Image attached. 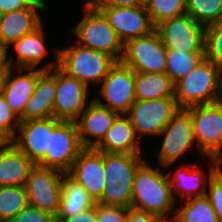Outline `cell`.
<instances>
[{
    "instance_id": "29",
    "label": "cell",
    "mask_w": 222,
    "mask_h": 222,
    "mask_svg": "<svg viewBox=\"0 0 222 222\" xmlns=\"http://www.w3.org/2000/svg\"><path fill=\"white\" fill-rule=\"evenodd\" d=\"M28 205L25 186H0V222H9Z\"/></svg>"
},
{
    "instance_id": "25",
    "label": "cell",
    "mask_w": 222,
    "mask_h": 222,
    "mask_svg": "<svg viewBox=\"0 0 222 222\" xmlns=\"http://www.w3.org/2000/svg\"><path fill=\"white\" fill-rule=\"evenodd\" d=\"M35 164L13 143L0 149V186H24Z\"/></svg>"
},
{
    "instance_id": "43",
    "label": "cell",
    "mask_w": 222,
    "mask_h": 222,
    "mask_svg": "<svg viewBox=\"0 0 222 222\" xmlns=\"http://www.w3.org/2000/svg\"><path fill=\"white\" fill-rule=\"evenodd\" d=\"M7 51H9V50L0 45V70L1 69H13L8 64V56H7L8 52Z\"/></svg>"
},
{
    "instance_id": "38",
    "label": "cell",
    "mask_w": 222,
    "mask_h": 222,
    "mask_svg": "<svg viewBox=\"0 0 222 222\" xmlns=\"http://www.w3.org/2000/svg\"><path fill=\"white\" fill-rule=\"evenodd\" d=\"M44 0H0V15L28 7H47Z\"/></svg>"
},
{
    "instance_id": "3",
    "label": "cell",
    "mask_w": 222,
    "mask_h": 222,
    "mask_svg": "<svg viewBox=\"0 0 222 222\" xmlns=\"http://www.w3.org/2000/svg\"><path fill=\"white\" fill-rule=\"evenodd\" d=\"M144 162L141 155L104 153V190L98 203L131 207L134 176Z\"/></svg>"
},
{
    "instance_id": "22",
    "label": "cell",
    "mask_w": 222,
    "mask_h": 222,
    "mask_svg": "<svg viewBox=\"0 0 222 222\" xmlns=\"http://www.w3.org/2000/svg\"><path fill=\"white\" fill-rule=\"evenodd\" d=\"M139 141L130 118L126 114H121L95 149L104 153L141 155Z\"/></svg>"
},
{
    "instance_id": "4",
    "label": "cell",
    "mask_w": 222,
    "mask_h": 222,
    "mask_svg": "<svg viewBox=\"0 0 222 222\" xmlns=\"http://www.w3.org/2000/svg\"><path fill=\"white\" fill-rule=\"evenodd\" d=\"M116 62L104 51L93 50L78 43L66 49L58 48V67L88 87L91 83H101Z\"/></svg>"
},
{
    "instance_id": "18",
    "label": "cell",
    "mask_w": 222,
    "mask_h": 222,
    "mask_svg": "<svg viewBox=\"0 0 222 222\" xmlns=\"http://www.w3.org/2000/svg\"><path fill=\"white\" fill-rule=\"evenodd\" d=\"M68 174L85 188L95 203L102 199L104 190V152L84 148Z\"/></svg>"
},
{
    "instance_id": "36",
    "label": "cell",
    "mask_w": 222,
    "mask_h": 222,
    "mask_svg": "<svg viewBox=\"0 0 222 222\" xmlns=\"http://www.w3.org/2000/svg\"><path fill=\"white\" fill-rule=\"evenodd\" d=\"M128 207L97 203V222H127Z\"/></svg>"
},
{
    "instance_id": "44",
    "label": "cell",
    "mask_w": 222,
    "mask_h": 222,
    "mask_svg": "<svg viewBox=\"0 0 222 222\" xmlns=\"http://www.w3.org/2000/svg\"><path fill=\"white\" fill-rule=\"evenodd\" d=\"M11 143V139L0 130V149L6 148Z\"/></svg>"
},
{
    "instance_id": "7",
    "label": "cell",
    "mask_w": 222,
    "mask_h": 222,
    "mask_svg": "<svg viewBox=\"0 0 222 222\" xmlns=\"http://www.w3.org/2000/svg\"><path fill=\"white\" fill-rule=\"evenodd\" d=\"M167 49L159 33L132 39L124 44L121 62L138 73H165Z\"/></svg>"
},
{
    "instance_id": "5",
    "label": "cell",
    "mask_w": 222,
    "mask_h": 222,
    "mask_svg": "<svg viewBox=\"0 0 222 222\" xmlns=\"http://www.w3.org/2000/svg\"><path fill=\"white\" fill-rule=\"evenodd\" d=\"M83 18L72 33L78 38L76 43L101 50L120 62L124 52V44L110 26L104 14L90 1H86Z\"/></svg>"
},
{
    "instance_id": "9",
    "label": "cell",
    "mask_w": 222,
    "mask_h": 222,
    "mask_svg": "<svg viewBox=\"0 0 222 222\" xmlns=\"http://www.w3.org/2000/svg\"><path fill=\"white\" fill-rule=\"evenodd\" d=\"M74 121H61L50 134L49 153L36 164L68 173L83 150Z\"/></svg>"
},
{
    "instance_id": "20",
    "label": "cell",
    "mask_w": 222,
    "mask_h": 222,
    "mask_svg": "<svg viewBox=\"0 0 222 222\" xmlns=\"http://www.w3.org/2000/svg\"><path fill=\"white\" fill-rule=\"evenodd\" d=\"M210 166L208 176L205 171H201L197 164H191L188 166H182L174 174L168 175L169 183L171 185V193L174 196L175 201L178 199L175 197L174 192H178L182 199L185 200L201 197L206 195L207 184L212 175L221 167L222 161L216 158H209Z\"/></svg>"
},
{
    "instance_id": "14",
    "label": "cell",
    "mask_w": 222,
    "mask_h": 222,
    "mask_svg": "<svg viewBox=\"0 0 222 222\" xmlns=\"http://www.w3.org/2000/svg\"><path fill=\"white\" fill-rule=\"evenodd\" d=\"M84 83L67 75L56 67V94L53 117L62 121H74L86 107L88 89Z\"/></svg>"
},
{
    "instance_id": "16",
    "label": "cell",
    "mask_w": 222,
    "mask_h": 222,
    "mask_svg": "<svg viewBox=\"0 0 222 222\" xmlns=\"http://www.w3.org/2000/svg\"><path fill=\"white\" fill-rule=\"evenodd\" d=\"M61 121L54 117L20 121L19 135L11 143L37 164L45 153H49L50 134Z\"/></svg>"
},
{
    "instance_id": "31",
    "label": "cell",
    "mask_w": 222,
    "mask_h": 222,
    "mask_svg": "<svg viewBox=\"0 0 222 222\" xmlns=\"http://www.w3.org/2000/svg\"><path fill=\"white\" fill-rule=\"evenodd\" d=\"M186 13L206 27L222 20V0H186Z\"/></svg>"
},
{
    "instance_id": "41",
    "label": "cell",
    "mask_w": 222,
    "mask_h": 222,
    "mask_svg": "<svg viewBox=\"0 0 222 222\" xmlns=\"http://www.w3.org/2000/svg\"><path fill=\"white\" fill-rule=\"evenodd\" d=\"M95 6L136 7L145 6L146 0H90Z\"/></svg>"
},
{
    "instance_id": "13",
    "label": "cell",
    "mask_w": 222,
    "mask_h": 222,
    "mask_svg": "<svg viewBox=\"0 0 222 222\" xmlns=\"http://www.w3.org/2000/svg\"><path fill=\"white\" fill-rule=\"evenodd\" d=\"M159 135H163L164 139L161 149L155 155L162 166L170 167L195 142L190 113L181 109Z\"/></svg>"
},
{
    "instance_id": "27",
    "label": "cell",
    "mask_w": 222,
    "mask_h": 222,
    "mask_svg": "<svg viewBox=\"0 0 222 222\" xmlns=\"http://www.w3.org/2000/svg\"><path fill=\"white\" fill-rule=\"evenodd\" d=\"M175 97L174 82L166 73H138L135 76V98L146 101Z\"/></svg>"
},
{
    "instance_id": "33",
    "label": "cell",
    "mask_w": 222,
    "mask_h": 222,
    "mask_svg": "<svg viewBox=\"0 0 222 222\" xmlns=\"http://www.w3.org/2000/svg\"><path fill=\"white\" fill-rule=\"evenodd\" d=\"M204 55L222 71V20L205 27Z\"/></svg>"
},
{
    "instance_id": "12",
    "label": "cell",
    "mask_w": 222,
    "mask_h": 222,
    "mask_svg": "<svg viewBox=\"0 0 222 222\" xmlns=\"http://www.w3.org/2000/svg\"><path fill=\"white\" fill-rule=\"evenodd\" d=\"M136 72L121 61L109 70L108 75L101 82L100 96L105 103L94 98L99 104L121 114H127L135 102Z\"/></svg>"
},
{
    "instance_id": "8",
    "label": "cell",
    "mask_w": 222,
    "mask_h": 222,
    "mask_svg": "<svg viewBox=\"0 0 222 222\" xmlns=\"http://www.w3.org/2000/svg\"><path fill=\"white\" fill-rule=\"evenodd\" d=\"M181 110L175 97L155 100H135L126 114L138 138L143 134L159 135L172 118Z\"/></svg>"
},
{
    "instance_id": "21",
    "label": "cell",
    "mask_w": 222,
    "mask_h": 222,
    "mask_svg": "<svg viewBox=\"0 0 222 222\" xmlns=\"http://www.w3.org/2000/svg\"><path fill=\"white\" fill-rule=\"evenodd\" d=\"M47 7H28L0 15V45L6 49L27 33L35 30L42 22L39 11Z\"/></svg>"
},
{
    "instance_id": "34",
    "label": "cell",
    "mask_w": 222,
    "mask_h": 222,
    "mask_svg": "<svg viewBox=\"0 0 222 222\" xmlns=\"http://www.w3.org/2000/svg\"><path fill=\"white\" fill-rule=\"evenodd\" d=\"M209 187V188H208ZM206 191V197L209 199L217 214L219 222H222V169L219 168L210 178Z\"/></svg>"
},
{
    "instance_id": "39",
    "label": "cell",
    "mask_w": 222,
    "mask_h": 222,
    "mask_svg": "<svg viewBox=\"0 0 222 222\" xmlns=\"http://www.w3.org/2000/svg\"><path fill=\"white\" fill-rule=\"evenodd\" d=\"M61 222H97V203L70 218H55Z\"/></svg>"
},
{
    "instance_id": "42",
    "label": "cell",
    "mask_w": 222,
    "mask_h": 222,
    "mask_svg": "<svg viewBox=\"0 0 222 222\" xmlns=\"http://www.w3.org/2000/svg\"><path fill=\"white\" fill-rule=\"evenodd\" d=\"M11 69L0 70V96H3Z\"/></svg>"
},
{
    "instance_id": "23",
    "label": "cell",
    "mask_w": 222,
    "mask_h": 222,
    "mask_svg": "<svg viewBox=\"0 0 222 222\" xmlns=\"http://www.w3.org/2000/svg\"><path fill=\"white\" fill-rule=\"evenodd\" d=\"M12 70H10L3 96L13 113L20 121H24V108L34 93L39 78V68L18 69L20 73L26 70H28V73L15 74L14 76L12 75Z\"/></svg>"
},
{
    "instance_id": "6",
    "label": "cell",
    "mask_w": 222,
    "mask_h": 222,
    "mask_svg": "<svg viewBox=\"0 0 222 222\" xmlns=\"http://www.w3.org/2000/svg\"><path fill=\"white\" fill-rule=\"evenodd\" d=\"M186 110L193 123V135L198 150L206 158L222 161V100L196 105Z\"/></svg>"
},
{
    "instance_id": "2",
    "label": "cell",
    "mask_w": 222,
    "mask_h": 222,
    "mask_svg": "<svg viewBox=\"0 0 222 222\" xmlns=\"http://www.w3.org/2000/svg\"><path fill=\"white\" fill-rule=\"evenodd\" d=\"M181 109L222 100V71L207 58L174 83Z\"/></svg>"
},
{
    "instance_id": "17",
    "label": "cell",
    "mask_w": 222,
    "mask_h": 222,
    "mask_svg": "<svg viewBox=\"0 0 222 222\" xmlns=\"http://www.w3.org/2000/svg\"><path fill=\"white\" fill-rule=\"evenodd\" d=\"M119 115L94 98L90 100L85 111L74 120L83 148H96Z\"/></svg>"
},
{
    "instance_id": "1",
    "label": "cell",
    "mask_w": 222,
    "mask_h": 222,
    "mask_svg": "<svg viewBox=\"0 0 222 222\" xmlns=\"http://www.w3.org/2000/svg\"><path fill=\"white\" fill-rule=\"evenodd\" d=\"M131 207L169 218L176 205L171 193L168 174L144 162L136 171L133 182ZM168 214V215H167Z\"/></svg>"
},
{
    "instance_id": "35",
    "label": "cell",
    "mask_w": 222,
    "mask_h": 222,
    "mask_svg": "<svg viewBox=\"0 0 222 222\" xmlns=\"http://www.w3.org/2000/svg\"><path fill=\"white\" fill-rule=\"evenodd\" d=\"M20 119L10 109L4 96H0V130L11 140L18 134ZM17 133V134H16Z\"/></svg>"
},
{
    "instance_id": "24",
    "label": "cell",
    "mask_w": 222,
    "mask_h": 222,
    "mask_svg": "<svg viewBox=\"0 0 222 222\" xmlns=\"http://www.w3.org/2000/svg\"><path fill=\"white\" fill-rule=\"evenodd\" d=\"M42 27L41 23L35 30L12 44L17 53L16 60L11 57L12 55L8 57V64L12 68L14 64L17 69H35L48 54Z\"/></svg>"
},
{
    "instance_id": "19",
    "label": "cell",
    "mask_w": 222,
    "mask_h": 222,
    "mask_svg": "<svg viewBox=\"0 0 222 222\" xmlns=\"http://www.w3.org/2000/svg\"><path fill=\"white\" fill-rule=\"evenodd\" d=\"M54 63L39 69V78L34 93L24 108V121L53 117L54 98L56 94V67L58 66V49Z\"/></svg>"
},
{
    "instance_id": "30",
    "label": "cell",
    "mask_w": 222,
    "mask_h": 222,
    "mask_svg": "<svg viewBox=\"0 0 222 222\" xmlns=\"http://www.w3.org/2000/svg\"><path fill=\"white\" fill-rule=\"evenodd\" d=\"M205 58L204 52L167 50L165 73L175 83Z\"/></svg>"
},
{
    "instance_id": "15",
    "label": "cell",
    "mask_w": 222,
    "mask_h": 222,
    "mask_svg": "<svg viewBox=\"0 0 222 222\" xmlns=\"http://www.w3.org/2000/svg\"><path fill=\"white\" fill-rule=\"evenodd\" d=\"M107 18L123 44L150 34L153 26L145 6H96Z\"/></svg>"
},
{
    "instance_id": "10",
    "label": "cell",
    "mask_w": 222,
    "mask_h": 222,
    "mask_svg": "<svg viewBox=\"0 0 222 222\" xmlns=\"http://www.w3.org/2000/svg\"><path fill=\"white\" fill-rule=\"evenodd\" d=\"M155 30L167 50L204 52L205 27L187 13L161 22Z\"/></svg>"
},
{
    "instance_id": "32",
    "label": "cell",
    "mask_w": 222,
    "mask_h": 222,
    "mask_svg": "<svg viewBox=\"0 0 222 222\" xmlns=\"http://www.w3.org/2000/svg\"><path fill=\"white\" fill-rule=\"evenodd\" d=\"M145 8L154 27L186 13V0H146Z\"/></svg>"
},
{
    "instance_id": "45",
    "label": "cell",
    "mask_w": 222,
    "mask_h": 222,
    "mask_svg": "<svg viewBox=\"0 0 222 222\" xmlns=\"http://www.w3.org/2000/svg\"><path fill=\"white\" fill-rule=\"evenodd\" d=\"M157 222H178V221L172 215L169 218H159Z\"/></svg>"
},
{
    "instance_id": "40",
    "label": "cell",
    "mask_w": 222,
    "mask_h": 222,
    "mask_svg": "<svg viewBox=\"0 0 222 222\" xmlns=\"http://www.w3.org/2000/svg\"><path fill=\"white\" fill-rule=\"evenodd\" d=\"M159 217L155 214L138 210L133 207L128 208L127 222H157Z\"/></svg>"
},
{
    "instance_id": "11",
    "label": "cell",
    "mask_w": 222,
    "mask_h": 222,
    "mask_svg": "<svg viewBox=\"0 0 222 222\" xmlns=\"http://www.w3.org/2000/svg\"><path fill=\"white\" fill-rule=\"evenodd\" d=\"M63 172L35 164L25 183L29 205L53 215L59 211Z\"/></svg>"
},
{
    "instance_id": "28",
    "label": "cell",
    "mask_w": 222,
    "mask_h": 222,
    "mask_svg": "<svg viewBox=\"0 0 222 222\" xmlns=\"http://www.w3.org/2000/svg\"><path fill=\"white\" fill-rule=\"evenodd\" d=\"M173 216L178 222H219L206 196L187 199Z\"/></svg>"
},
{
    "instance_id": "37",
    "label": "cell",
    "mask_w": 222,
    "mask_h": 222,
    "mask_svg": "<svg viewBox=\"0 0 222 222\" xmlns=\"http://www.w3.org/2000/svg\"><path fill=\"white\" fill-rule=\"evenodd\" d=\"M54 220L53 215L28 205L9 222H53Z\"/></svg>"
},
{
    "instance_id": "26",
    "label": "cell",
    "mask_w": 222,
    "mask_h": 222,
    "mask_svg": "<svg viewBox=\"0 0 222 222\" xmlns=\"http://www.w3.org/2000/svg\"><path fill=\"white\" fill-rule=\"evenodd\" d=\"M95 205L88 192L68 173L62 177L59 211L56 218H70Z\"/></svg>"
}]
</instances>
